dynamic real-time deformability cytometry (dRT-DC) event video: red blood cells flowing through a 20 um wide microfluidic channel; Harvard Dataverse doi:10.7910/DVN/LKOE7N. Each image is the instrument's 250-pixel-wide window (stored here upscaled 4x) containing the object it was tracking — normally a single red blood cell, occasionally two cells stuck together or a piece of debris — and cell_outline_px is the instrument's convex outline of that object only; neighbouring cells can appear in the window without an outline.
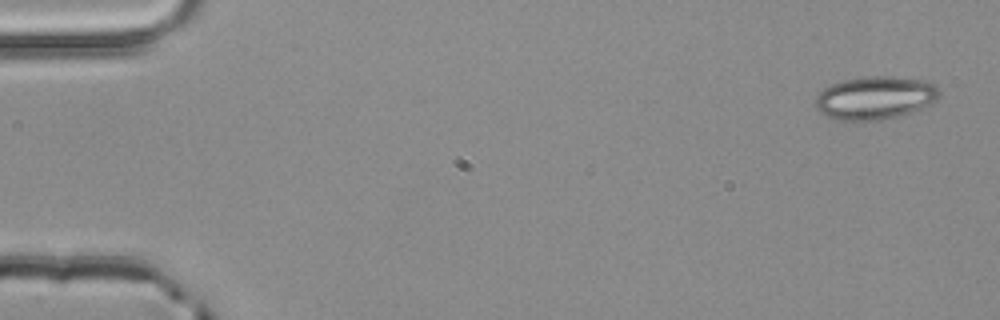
{"species": "common noctule bat (a hibernating species)", "species_latin": "Nyctalus noctula", "temperature_condition": "room temperature", "stored_images_in_passage": 4, "segment_of_instrument_passage": [2, 2], "camera_frame_rate_fps": 3000, "um_per_image_px": 0.085, "animal": {"sex": "male", "body_mass_g": 20.4}, "frame": {"image": 1, "passage_image": 4, "time_ms": 1.0, "image_size_px": [1000, 320], "cell_outline_px": [[940, 92], [936, 100], [920, 108], [896, 116], [880, 120], [856, 124], [836, 120], [820, 112], [816, 108], [816, 96], [824, 88], [832, 84], [844, 80], [868, 76], [892, 76], [924, 80], [932, 84]], "centroid_in_image_um": [74.32, 8.35], "position_along_channel_um": 10.7, "area_um2": 31.27}}